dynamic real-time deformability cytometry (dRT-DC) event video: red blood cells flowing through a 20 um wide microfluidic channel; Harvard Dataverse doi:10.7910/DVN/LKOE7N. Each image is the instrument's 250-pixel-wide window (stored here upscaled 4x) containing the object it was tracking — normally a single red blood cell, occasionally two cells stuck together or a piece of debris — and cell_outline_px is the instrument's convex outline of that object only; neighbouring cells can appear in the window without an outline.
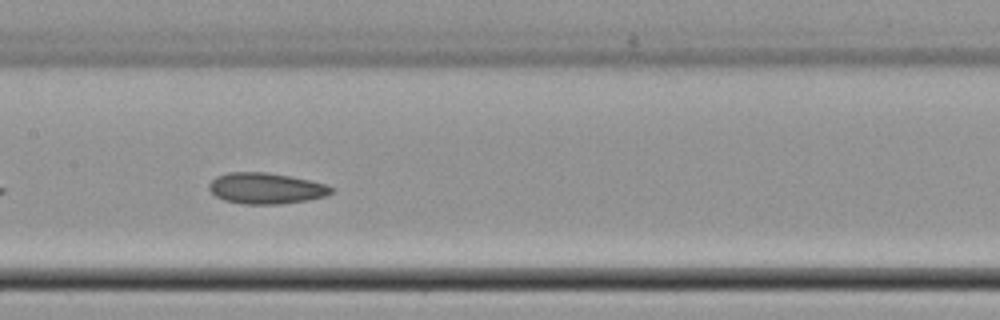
{"species": "common noctule bat (a hibernating species)", "species_latin": "Nyctalus noctula", "temperature_condition": "cold", "stored_images_in_passage": 36, "camera_frame_rate_fps": 3000, "um_per_image_px": 0.085, "animal": {"sex": "female", "body_mass_g": 22.7, "forearm_length_mm": 54.2}, "frame": {"image": 1, "passage_image": 11, "time_ms": 3.333, "image_size_px": [1000, 320], "cell_outline_px": [[332, 192], [328, 196], [308, 200], [280, 204], [244, 204], [224, 200], [216, 196], [208, 188], [208, 184], [216, 176], [228, 172], [268, 172], [292, 176], [324, 184], [332, 188]], "centroid_in_image_um": [22.59, 16.0], "position_along_channel_um": 184.8, "area_um2": 22.14}}
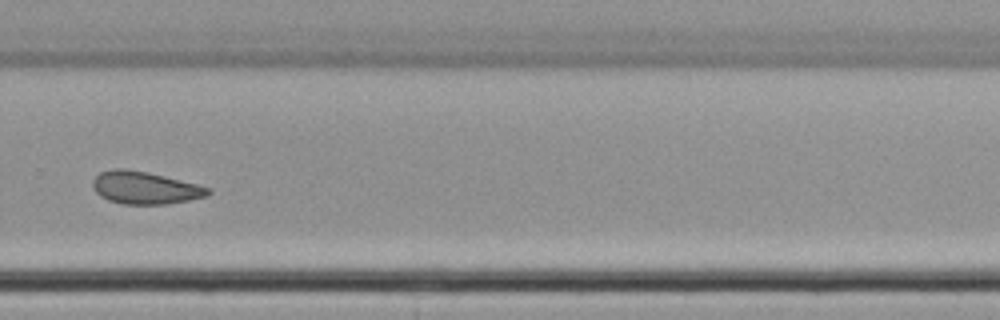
{"frame": {"image": 2, "passage_image": 21, "time_ms": 6.667, "image_size_px": [1000, 320], "cell_outline_px": [[212, 192], [208, 196], [168, 204], [124, 204], [108, 200], [100, 196], [92, 188], [92, 180], [100, 172], [116, 168], [124, 168], [148, 172], [212, 188]], "centroid_in_image_um": [12.32, 15.96], "position_along_channel_um": 317.5, "area_um2": 21.91}}